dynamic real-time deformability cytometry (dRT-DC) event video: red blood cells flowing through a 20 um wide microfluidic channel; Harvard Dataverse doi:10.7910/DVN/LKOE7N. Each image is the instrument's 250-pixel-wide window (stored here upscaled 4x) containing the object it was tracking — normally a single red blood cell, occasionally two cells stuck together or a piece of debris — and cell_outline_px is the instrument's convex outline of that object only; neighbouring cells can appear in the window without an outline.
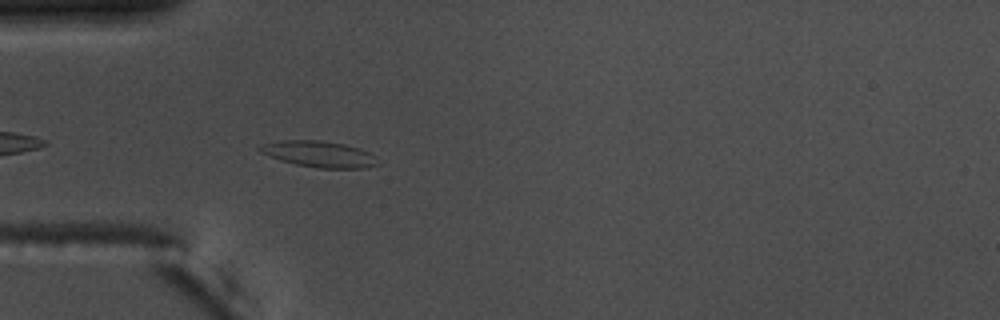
{"species": "common noctule bat (a hibernating species)", "species_latin": "Nyctalus noctula", "temperature_condition": "warm", "stored_images_in_passage": 43, "camera_frame_rate_fps": 3000, "um_per_image_px": 0.085, "animal": {"sex": "male", "body_mass_g": 17.5, "forearm_length_mm": 52.3}, "frame": {"image": 1, "passage_image": 4, "time_ms": 1.0, "image_size_px": [1000, 320], "cell_outline_px": [[380, 164], [364, 168], [316, 168], [296, 164], [280, 160], [260, 152], [256, 148], [260, 144], [280, 140], [320, 140], [344, 144], [360, 148], [368, 152]], "centroid_in_image_um": [27.07, 13.09], "position_along_channel_um": 57.9, "area_um2": 17.98}}
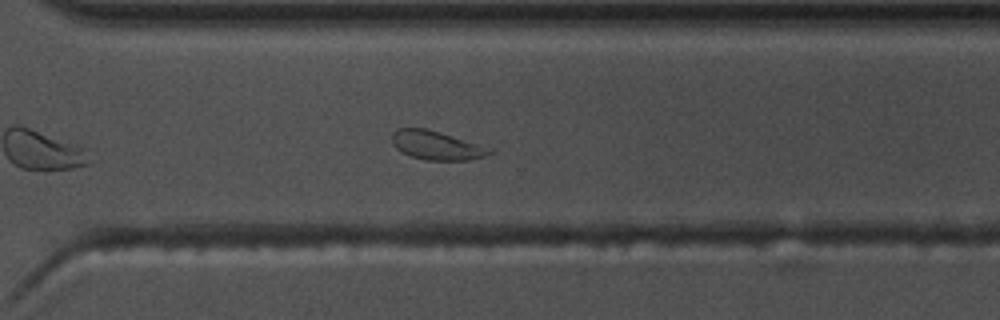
{"frame": {"image": 2, "passage_image": 27, "time_ms": 8.667, "image_size_px": [1000, 320], "cell_outline_px": [[496, 152], [472, 160], [428, 160], [412, 156], [396, 148], [392, 140], [392, 132], [396, 128], [424, 128], [440, 132], [492, 148]], "centroid_in_image_um": [37.14, 12.35], "position_along_channel_um": 333.5, "area_um2": 16.3}}
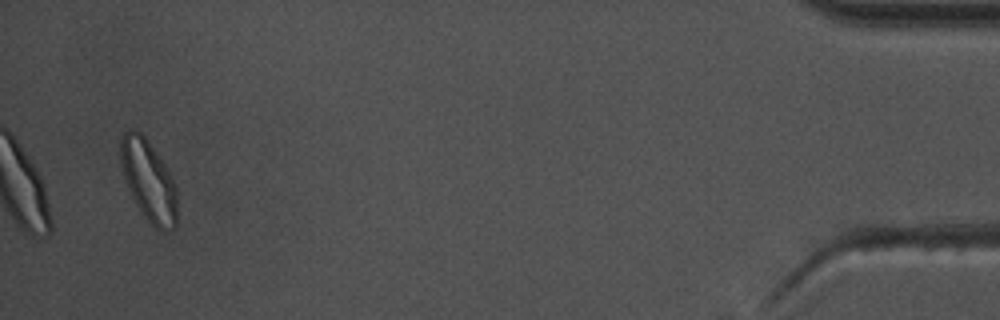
{"frame": {"image": 3, "passage_image": 41, "time_ms": 13.333, "image_size_px": [1000, 320], "cell_outline_px": [[176, 228], [160, 232], [148, 224], [140, 212], [124, 180], [120, 164], [120, 136], [128, 128], [132, 128], [140, 132], [148, 140], [164, 164], [176, 188]], "centroid_in_image_um": [12.59, 15.37], "position_along_channel_um": 422.6, "area_um2": 27.05}, "authors_computed_cell_mechanics": {"area_um2": 16.8776, "velocity_mm_per_s": 3.6602, "shape_relaxation_time_tau1_ms": 2.7145, "shape_relaxation_time_tau2_ms": 3.6737, "deformation_change_tau1": 0.0927, "deformation_change_tau2": 0.0677}}